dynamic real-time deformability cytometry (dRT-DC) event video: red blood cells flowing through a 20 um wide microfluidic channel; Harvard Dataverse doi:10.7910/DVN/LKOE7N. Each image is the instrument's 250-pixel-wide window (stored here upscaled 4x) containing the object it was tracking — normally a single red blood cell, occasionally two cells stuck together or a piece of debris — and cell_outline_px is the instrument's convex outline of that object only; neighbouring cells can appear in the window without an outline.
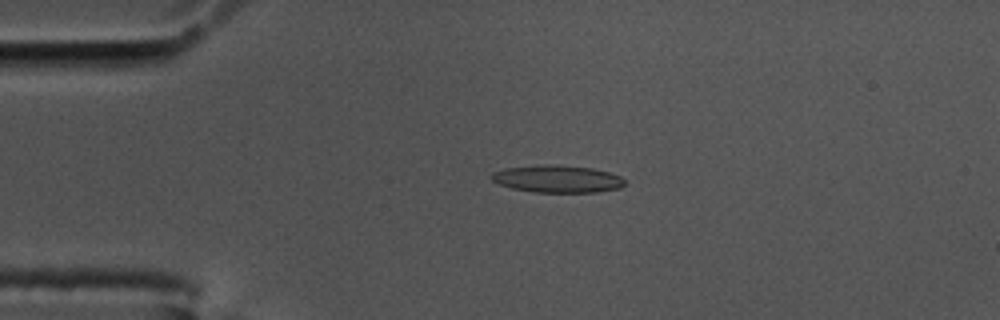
{"species": "common noctule bat (a hibernating species)", "species_latin": "Nyctalus noctula", "temperature_condition": "cold", "stored_images_in_passage": 49, "camera_frame_rate_fps": 3000, "um_per_image_px": 0.085, "animal": {"sex": "male", "body_mass_g": 17.5, "forearm_length_mm": 52.3}, "frame": {"image": 1, "passage_image": 4, "time_ms": 1.0, "image_size_px": [1000, 320], "cell_outline_px": [[624, 184], [620, 188], [596, 192], [532, 192], [512, 188], [500, 184], [492, 180], [488, 176], [492, 172], [504, 168], [536, 164], [556, 164], [592, 168], [608, 172], [620, 176], [624, 180]], "centroid_in_image_um": [47.32, 15.19], "position_along_channel_um": 37.7, "area_um2": 21.44}}
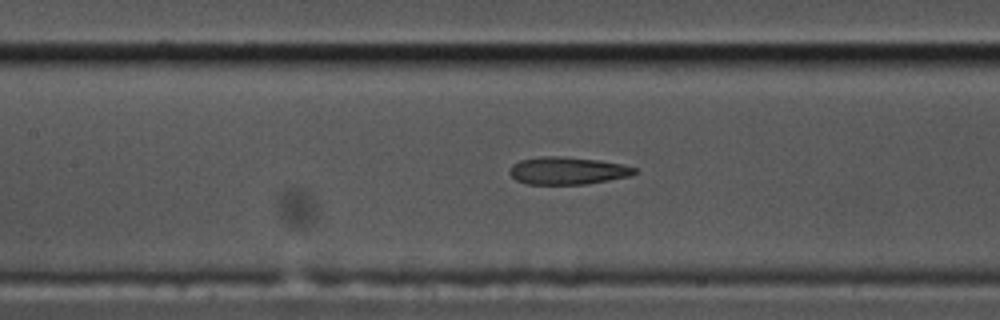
{"frame": {"image": 2, "passage_image": 17, "time_ms": 5.333, "image_size_px": [1000, 320], "cell_outline_px": [[636, 172], [632, 176], [584, 184], [528, 184], [516, 180], [508, 172], [508, 168], [512, 164], [520, 160], [540, 156], [560, 156], [600, 160], [624, 164], [636, 168]], "centroid_in_image_um": [48.23, 14.5], "position_along_channel_um": 159.2, "area_um2": 20.17}}
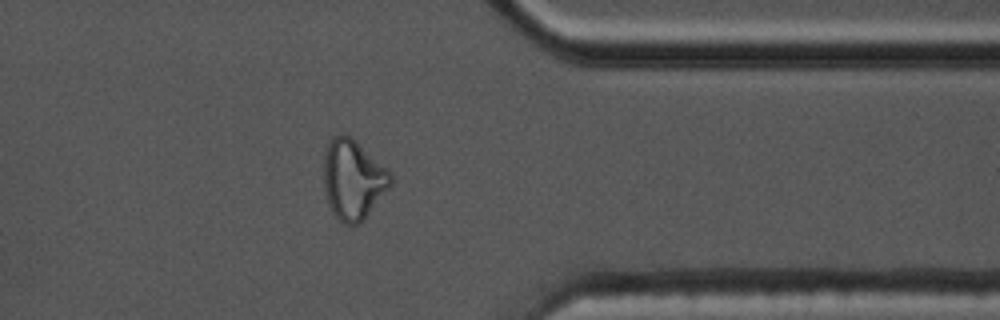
{"frame": {"image": 3, "passage_image": 37, "time_ms": 12.0, "image_size_px": [1000, 320], "cell_outline_px": [[392, 184], [360, 224], [344, 224], [332, 212], [324, 188], [324, 152], [328, 140], [332, 136], [344, 132], [352, 136], [392, 176]], "centroid_in_image_um": [29.97, 15.22], "position_along_channel_um": 381.4, "area_um2": 30.87}, "authors_computed_cell_mechanics": {"area_um2": 21.2704, "velocity_mm_per_s": 3.4891, "shape_relaxation_time_tau1_ms": null, "shape_relaxation_time_tau2_ms": 2.2883, "deformation_change_tau1": null, "deformation_change_tau2": 0.0987}}